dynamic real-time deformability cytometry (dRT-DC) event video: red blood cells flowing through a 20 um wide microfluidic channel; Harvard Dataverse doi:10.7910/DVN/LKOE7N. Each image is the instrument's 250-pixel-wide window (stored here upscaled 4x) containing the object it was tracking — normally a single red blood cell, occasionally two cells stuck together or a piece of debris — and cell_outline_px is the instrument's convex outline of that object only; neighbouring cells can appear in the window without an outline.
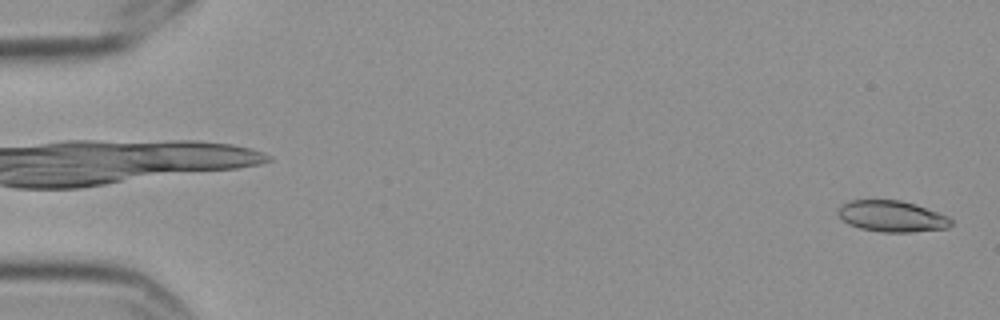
{"species": "Egyptian fruit bat (a non-hibernating species)", "species_latin": "Rousettus aegyptiacus", "temperature_condition": "cold", "stored_images_in_passage": 6, "camera_frame_rate_fps": 3000, "um_per_image_px": 0.085, "frame": {"image": 1, "passage_image": 1, "time_ms": 0.0, "image_size_px": [1000, 320], "cell_outline_px": [[952, 224], [948, 228], [912, 232], [884, 232], [860, 228], [848, 224], [840, 216], [840, 204], [852, 200], [900, 200], [916, 204], [948, 216], [952, 220]], "centroid_in_image_um": [75.85, 18.38], "position_along_channel_um": 9.2, "area_um2": 20.4}}
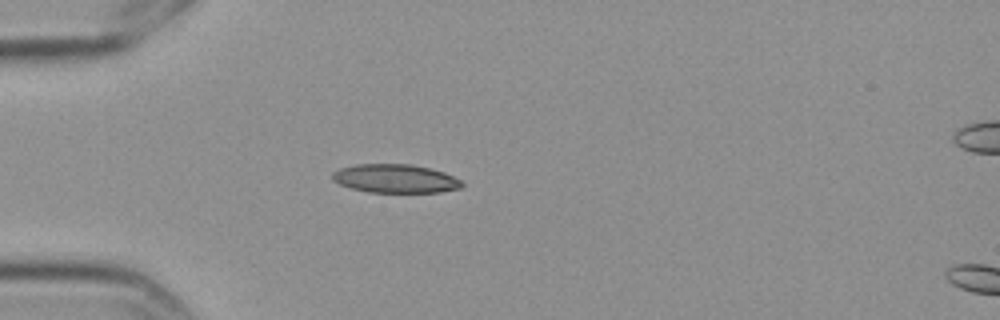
{"frame": {"image": 2, "passage_image": 5, "time_ms": 1.333, "image_size_px": [1000, 320], "cell_outline_px": [[464, 184], [460, 188], [440, 192], [368, 192], [352, 188], [340, 184], [332, 180], [332, 172], [340, 168], [356, 164], [412, 164], [444, 172], [460, 180]], "centroid_in_image_um": [33.58, 15.17], "position_along_channel_um": 51.4, "area_um2": 21.5}}